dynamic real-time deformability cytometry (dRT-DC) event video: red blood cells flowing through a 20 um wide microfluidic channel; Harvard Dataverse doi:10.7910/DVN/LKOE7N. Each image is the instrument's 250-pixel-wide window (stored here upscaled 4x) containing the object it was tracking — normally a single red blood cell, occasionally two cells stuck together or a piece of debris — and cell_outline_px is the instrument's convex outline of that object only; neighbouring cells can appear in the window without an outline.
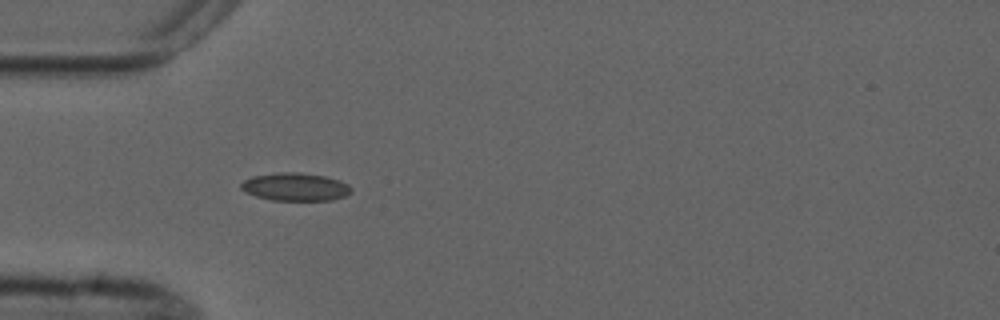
{"species": "common noctule bat (a hibernating species)", "species_latin": "Nyctalus noctula", "temperature_condition": "cold", "stored_images_in_passage": 6, "camera_frame_rate_fps": 3000, "um_per_image_px": 0.085, "animal": {"sex": "male", "forearm_length_mm": 52.5}, "frame": {"image": 1, "passage_image": 5, "time_ms": 4.667, "image_size_px": [1000, 320], "cell_outline_px": [[352, 192], [344, 196], [332, 200], [272, 200], [256, 196], [244, 192], [240, 188], [240, 184], [244, 180], [252, 176], [276, 172], [296, 172], [324, 176], [340, 180], [348, 184], [352, 188]], "centroid_in_image_um": [25.09, 15.88], "position_along_channel_um": 59.9, "area_um2": 18.03}}
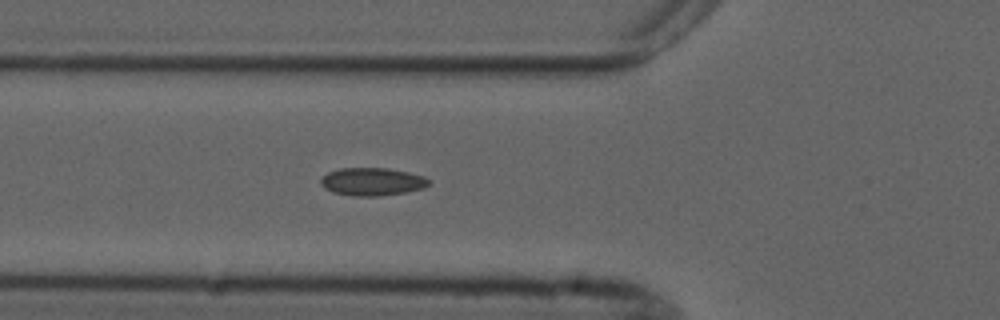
{"frame": {"image": 2, "passage_image": 6, "time_ms": 5.667, "image_size_px": [1000, 320], "cell_outline_px": [[428, 184], [424, 188], [404, 192], [376, 196], [352, 196], [332, 192], [324, 188], [320, 184], [320, 180], [328, 172], [340, 168], [388, 168], [408, 172], [424, 176], [428, 180]], "centroid_in_image_um": [31.6, 15.44], "position_along_channel_um": 94.2, "area_um2": 17.46}}